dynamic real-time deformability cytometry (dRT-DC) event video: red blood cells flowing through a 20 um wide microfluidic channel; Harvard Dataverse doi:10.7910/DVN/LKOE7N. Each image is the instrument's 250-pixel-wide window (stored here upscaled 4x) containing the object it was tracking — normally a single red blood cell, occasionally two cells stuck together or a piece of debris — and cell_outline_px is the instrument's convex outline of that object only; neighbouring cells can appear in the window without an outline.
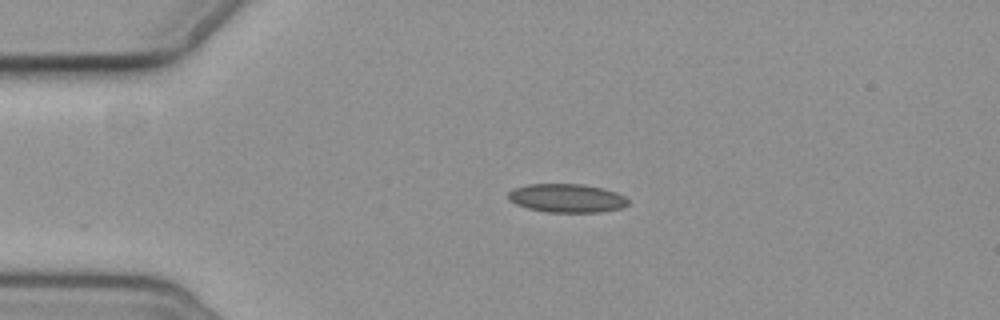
{"species": "common noctule bat (a hibernating species)", "species_latin": "Nyctalus noctula", "temperature_condition": "cold", "stored_images_in_passage": 4, "camera_frame_rate_fps": 3000, "um_per_image_px": 0.085, "animal": {"sex": "female", "body_mass_g": 19.3, "forearm_length_mm": 54.1}, "frame": {"image": 1, "passage_image": 3, "time_ms": 2.667, "image_size_px": [1000, 320], "cell_outline_px": [[628, 204], [624, 208], [600, 212], [548, 212], [528, 208], [516, 204], [508, 200], [508, 192], [512, 188], [528, 184], [580, 184], [600, 188], [616, 192], [624, 196], [628, 200]], "centroid_in_image_um": [48.16, 16.84], "position_along_channel_um": 36.8, "area_um2": 20.0}}